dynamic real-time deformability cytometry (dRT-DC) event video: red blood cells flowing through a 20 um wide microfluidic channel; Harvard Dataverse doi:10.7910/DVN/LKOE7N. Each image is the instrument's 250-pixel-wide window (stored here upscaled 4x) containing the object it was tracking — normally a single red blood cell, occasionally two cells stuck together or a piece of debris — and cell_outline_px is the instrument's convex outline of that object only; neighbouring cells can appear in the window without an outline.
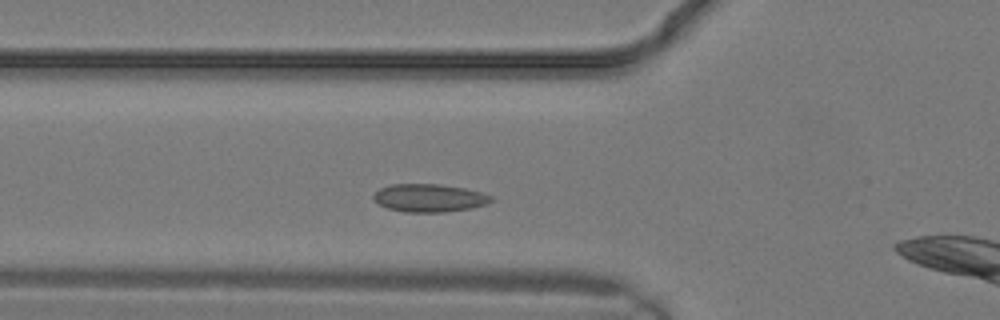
{"species": "common noctule bat (a hibernating species)", "species_latin": "Nyctalus noctula", "temperature_condition": "warm", "stored_images_in_passage": 8, "segment_of_instrument_passage": [1, 2], "camera_frame_rate_fps": 3000, "um_per_image_px": 0.085, "animal": {"sex": "male", "body_mass_g": 19.2, "forearm_length_mm": 51.8}, "frame": {"image": 1, "passage_image": 5, "time_ms": 1.333, "image_size_px": [1000, 320], "cell_outline_px": [[492, 200], [488, 204], [472, 208], [444, 212], [404, 212], [388, 208], [372, 200], [372, 196], [380, 188], [392, 184], [440, 184], [464, 188], [480, 192], [492, 196]], "centroid_in_image_um": [36.48, 16.83], "position_along_channel_um": 89.3, "area_um2": 19.19}}
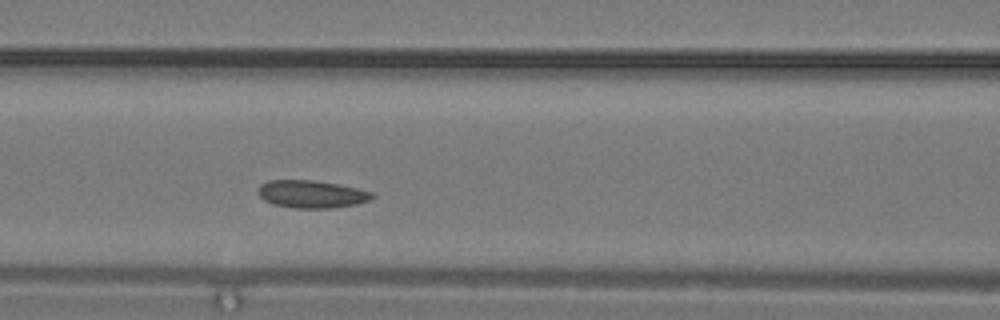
{"frame": {"image": 2, "passage_image": 7, "time_ms": 2.0, "image_size_px": [1000, 320], "cell_outline_px": [[376, 196], [368, 200], [356, 204], [332, 208], [296, 208], [272, 204], [264, 200], [256, 192], [260, 184], [268, 180], [316, 180], [356, 188], [372, 192]], "centroid_in_image_um": [26.44, 16.5], "position_along_channel_um": 140.2, "area_um2": 18.38}}